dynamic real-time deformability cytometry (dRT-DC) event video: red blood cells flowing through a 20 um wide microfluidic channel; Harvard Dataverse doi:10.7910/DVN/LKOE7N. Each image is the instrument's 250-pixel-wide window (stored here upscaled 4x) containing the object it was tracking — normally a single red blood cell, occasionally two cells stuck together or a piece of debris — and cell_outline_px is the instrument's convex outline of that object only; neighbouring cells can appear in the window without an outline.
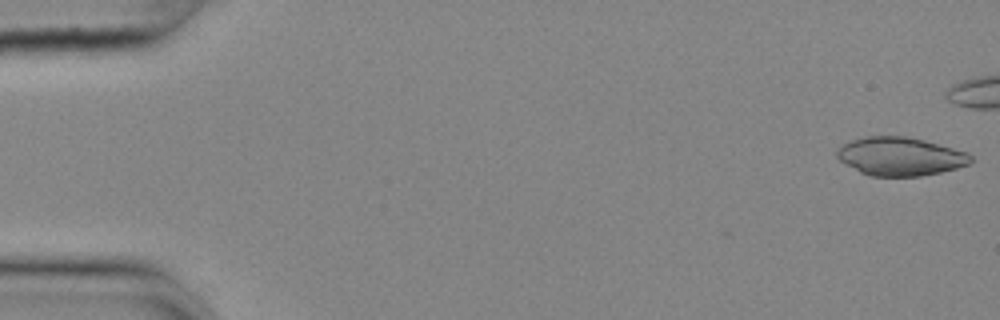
{"species": "common noctule bat (a hibernating species)", "species_latin": "Nyctalus noctula", "temperature_condition": "cold", "stored_images_in_passage": 4, "camera_frame_rate_fps": 3000, "um_per_image_px": 0.085, "animal": {"sex": "female", "body_mass_g": 25.1}, "frame": {"image": 1, "passage_image": 1, "time_ms": 0.0, "image_size_px": [1000, 320], "cell_outline_px": [[972, 160], [968, 164], [956, 168], [940, 172], [920, 176], [872, 176], [860, 172], [840, 160], [836, 156], [836, 148], [852, 140], [868, 136], [904, 136], [924, 140], [968, 152], [972, 156]], "centroid_in_image_um": [76.52, 13.29], "position_along_channel_um": 8.5, "area_um2": 29.77}}